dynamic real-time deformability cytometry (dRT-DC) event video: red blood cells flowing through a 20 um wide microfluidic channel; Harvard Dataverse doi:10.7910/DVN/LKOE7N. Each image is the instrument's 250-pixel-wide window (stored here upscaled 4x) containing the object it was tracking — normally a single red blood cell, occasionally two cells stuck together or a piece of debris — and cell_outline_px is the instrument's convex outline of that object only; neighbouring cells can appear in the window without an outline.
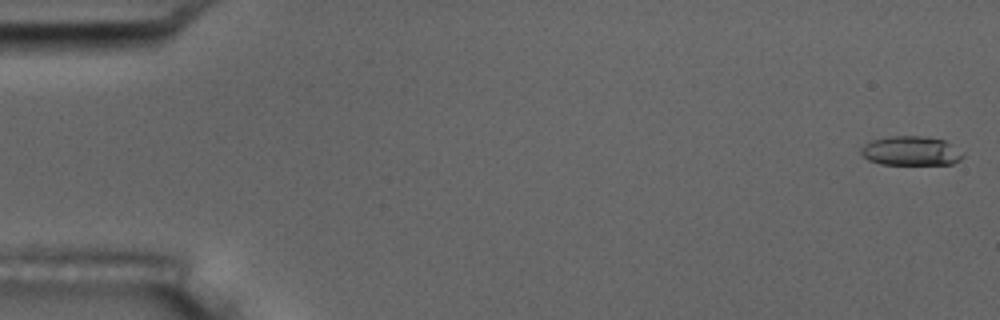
{"species": "common noctule bat (a hibernating species)", "species_latin": "Nyctalus noctula", "temperature_condition": "room temperature", "stored_images_in_passage": 5, "camera_frame_rate_fps": 3000, "um_per_image_px": 0.085, "animal": {"sex": "male", "body_mass_g": 17.5, "forearm_length_mm": 52.3}, "frame": {"image": 1, "passage_image": 1, "time_ms": 0.0, "image_size_px": [1000, 320], "cell_outline_px": [[964, 156], [960, 160], [952, 164], [880, 164], [868, 160], [860, 152], [860, 148], [864, 144], [872, 140], [892, 136], [924, 136], [944, 140], [964, 152]], "centroid_in_image_um": [77.44, 12.83], "position_along_channel_um": 7.6, "area_um2": 17.46}}